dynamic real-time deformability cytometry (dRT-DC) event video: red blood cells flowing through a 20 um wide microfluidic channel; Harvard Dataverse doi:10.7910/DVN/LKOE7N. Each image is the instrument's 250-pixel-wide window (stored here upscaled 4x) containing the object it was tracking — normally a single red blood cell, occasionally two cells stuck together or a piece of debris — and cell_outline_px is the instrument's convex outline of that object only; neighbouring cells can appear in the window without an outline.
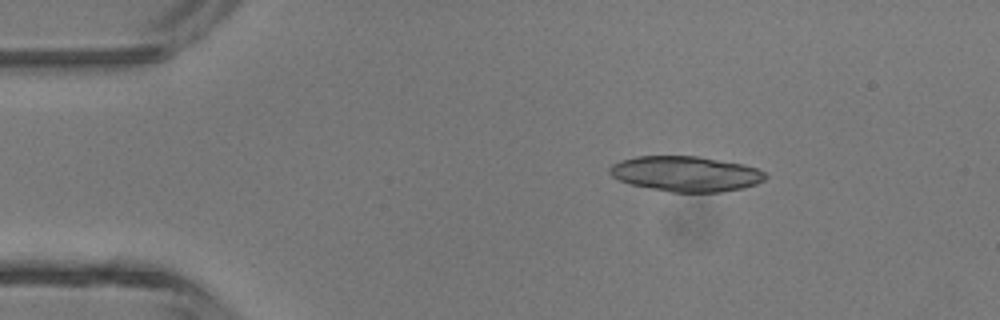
{"species": "common noctule bat (a hibernating species)", "species_latin": "Nyctalus noctula", "temperature_condition": "room temperature", "stored_images_in_passage": 3, "camera_frame_rate_fps": 3000, "um_per_image_px": 0.085, "animal": {"sex": "male", "body_mass_g": 13.3}, "frame": {"image": 1, "passage_image": 2, "time_ms": 1.0, "image_size_px": [1000, 320], "cell_outline_px": [[768, 176], [764, 180], [756, 184], [744, 188], [720, 192], [672, 192], [632, 184], [620, 180], [612, 176], [608, 172], [608, 168], [612, 164], [620, 160], [636, 156], [696, 156], [744, 164], [756, 168], [764, 172]], "centroid_in_image_um": [58.3, 14.77], "position_along_channel_um": 26.7, "area_um2": 31.96}}